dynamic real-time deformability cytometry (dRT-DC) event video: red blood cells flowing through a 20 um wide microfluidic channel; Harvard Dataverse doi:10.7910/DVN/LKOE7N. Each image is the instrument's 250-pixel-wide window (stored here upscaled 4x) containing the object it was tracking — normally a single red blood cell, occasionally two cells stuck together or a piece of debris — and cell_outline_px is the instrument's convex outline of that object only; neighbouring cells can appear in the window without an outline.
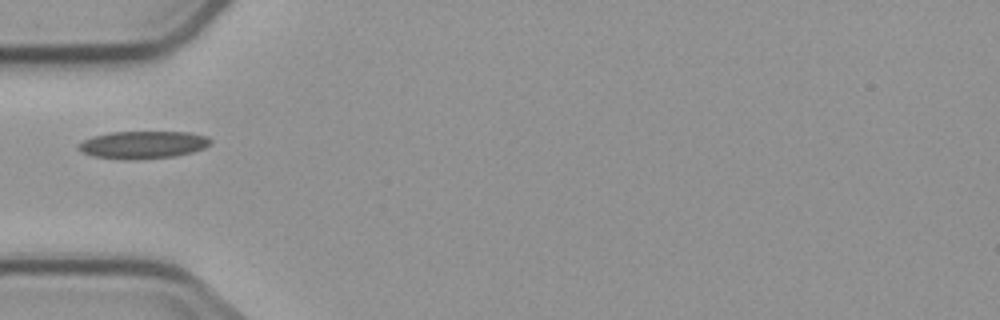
{"species": "common noctule bat (a hibernating species)", "species_latin": "Nyctalus noctula", "temperature_condition": "cold", "stored_images_in_passage": 1, "camera_frame_rate_fps": 3000, "um_per_image_px": 0.085, "animal": {"sex": "male", "body_mass_g": 23.1, "forearm_length_mm": 52.7}, "frame": {"image": 1, "passage_image": 1, "time_ms": 0.0, "image_size_px": [1000, 320], "cell_outline_px": [[212, 144], [204, 148], [192, 152], [176, 156], [136, 160], [124, 160], [92, 156], [80, 152], [76, 148], [76, 144], [92, 136], [112, 132], [188, 132], [208, 136], [212, 140]], "centroid_in_image_um": [12.13, 12.31], "position_along_channel_um": 72.9, "area_um2": 21.62}}